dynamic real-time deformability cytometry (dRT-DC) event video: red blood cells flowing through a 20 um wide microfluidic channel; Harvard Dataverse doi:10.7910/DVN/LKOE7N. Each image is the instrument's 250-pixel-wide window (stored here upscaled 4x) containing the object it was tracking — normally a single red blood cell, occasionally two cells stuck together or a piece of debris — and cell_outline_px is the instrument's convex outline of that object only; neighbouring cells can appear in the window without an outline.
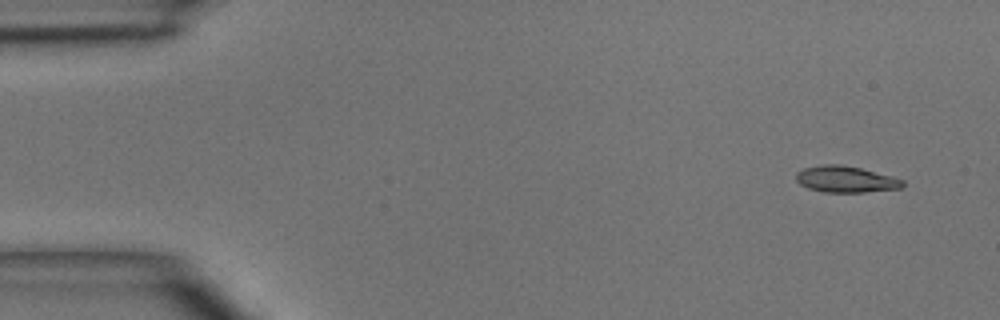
{"species": "common noctule bat (a hibernating species)", "species_latin": "Nyctalus noctula", "temperature_condition": "room temperature", "stored_images_in_passage": 4, "camera_frame_rate_fps": 3000, "um_per_image_px": 0.085, "animal": {"sex": "male", "body_mass_g": 15.6}, "frame": {"image": 1, "passage_image": 1, "time_ms": 0.0, "image_size_px": [1000, 320], "cell_outline_px": [[904, 184], [900, 188], [864, 192], [824, 192], [808, 188], [800, 184], [796, 180], [796, 172], [804, 168], [824, 164], [840, 164], [860, 168], [892, 176], [904, 180]], "centroid_in_image_um": [71.87, 15.23], "position_along_channel_um": 13.1, "area_um2": 16.3}}